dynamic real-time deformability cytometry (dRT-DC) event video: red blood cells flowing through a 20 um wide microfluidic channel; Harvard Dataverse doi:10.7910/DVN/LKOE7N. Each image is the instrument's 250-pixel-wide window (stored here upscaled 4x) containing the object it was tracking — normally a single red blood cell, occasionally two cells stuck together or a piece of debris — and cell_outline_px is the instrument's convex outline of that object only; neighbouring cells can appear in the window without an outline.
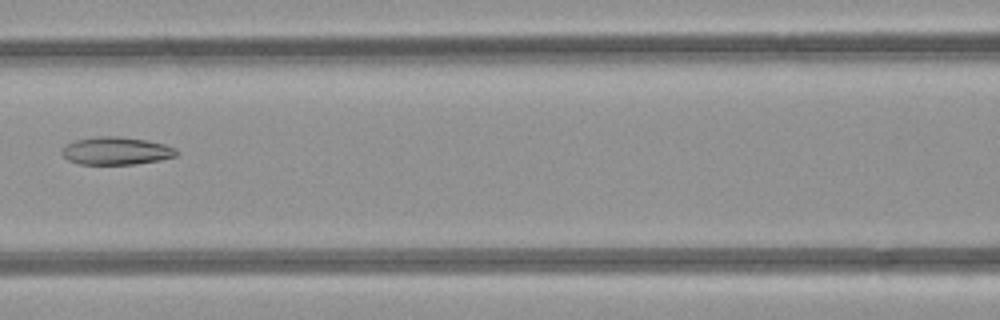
{"species": "common noctule bat (a hibernating species)", "species_latin": "Nyctalus noctula", "temperature_condition": "room temperature", "stored_images_in_passage": 4, "camera_frame_rate_fps": 3000, "um_per_image_px": 0.085, "animal": {"sex": "female", "body_mass_g": 21.9}, "frame": {"image": 1, "passage_image": 4, "time_ms": 3.667, "image_size_px": [1000, 320], "cell_outline_px": [[180, 152], [176, 156], [160, 160], [136, 164], [80, 164], [68, 160], [60, 152], [64, 144], [76, 140], [96, 136], [116, 136], [148, 140], [164, 144], [176, 148]], "centroid_in_image_um": [9.88, 12.82], "position_along_channel_um": 156.7, "area_um2": 18.73}}